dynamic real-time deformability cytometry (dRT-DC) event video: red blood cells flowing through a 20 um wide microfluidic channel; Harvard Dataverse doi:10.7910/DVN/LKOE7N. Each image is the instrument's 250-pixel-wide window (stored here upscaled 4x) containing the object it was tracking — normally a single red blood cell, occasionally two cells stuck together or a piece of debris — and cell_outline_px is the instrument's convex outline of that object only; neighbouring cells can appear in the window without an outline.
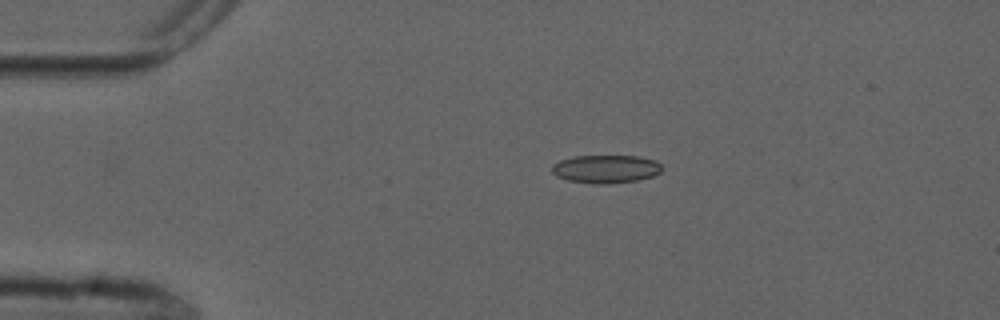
{"species": "common noctule bat (a hibernating species)", "species_latin": "Nyctalus noctula", "temperature_condition": "cold", "stored_images_in_passage": 4, "camera_frame_rate_fps": 3000, "um_per_image_px": 0.085, "animal": {"sex": "male", "forearm_length_mm": 52.5}, "frame": {"image": 1, "passage_image": 1, "time_ms": 0.0, "image_size_px": [1000, 320], "cell_outline_px": [[660, 172], [652, 176], [636, 180], [608, 184], [592, 184], [568, 180], [556, 176], [552, 172], [552, 164], [560, 160], [572, 156], [640, 156], [656, 160], [660, 164]], "centroid_in_image_um": [51.46, 14.36], "position_along_channel_um": 33.5, "area_um2": 18.09}}
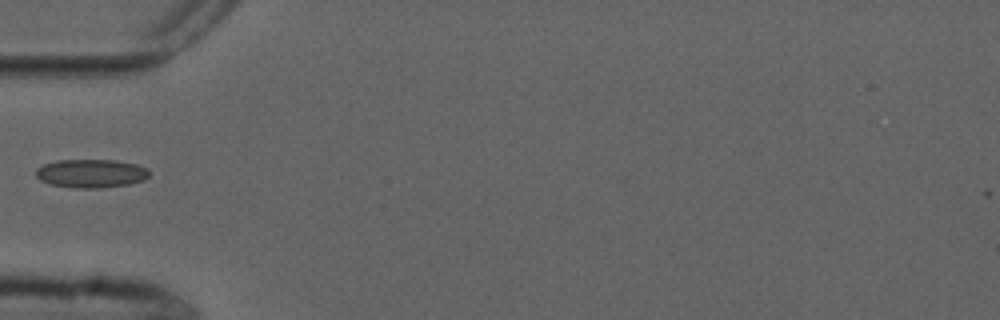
{"frame": {"image": 2, "passage_image": 3, "time_ms": 2.333, "image_size_px": [1000, 320], "cell_outline_px": [[148, 176], [144, 180], [128, 184], [100, 188], [76, 188], [48, 184], [40, 180], [36, 176], [36, 168], [44, 164], [56, 160], [116, 160], [136, 164], [148, 168]], "centroid_in_image_um": [7.72, 14.74], "position_along_channel_um": 77.3, "area_um2": 18.9}}
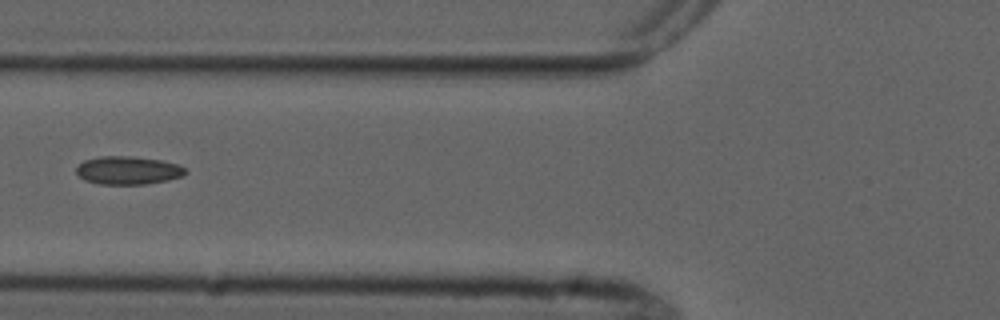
{"frame": {"image": 3, "passage_image": 4, "time_ms": 3.333, "image_size_px": [1000, 320], "cell_outline_px": [[188, 172], [184, 176], [168, 180], [144, 184], [100, 184], [84, 180], [76, 172], [76, 168], [84, 160], [100, 156], [132, 156], [160, 160], [176, 164], [184, 168]], "centroid_in_image_um": [10.88, 14.48], "position_along_channel_um": 114.9, "area_um2": 17.86}}